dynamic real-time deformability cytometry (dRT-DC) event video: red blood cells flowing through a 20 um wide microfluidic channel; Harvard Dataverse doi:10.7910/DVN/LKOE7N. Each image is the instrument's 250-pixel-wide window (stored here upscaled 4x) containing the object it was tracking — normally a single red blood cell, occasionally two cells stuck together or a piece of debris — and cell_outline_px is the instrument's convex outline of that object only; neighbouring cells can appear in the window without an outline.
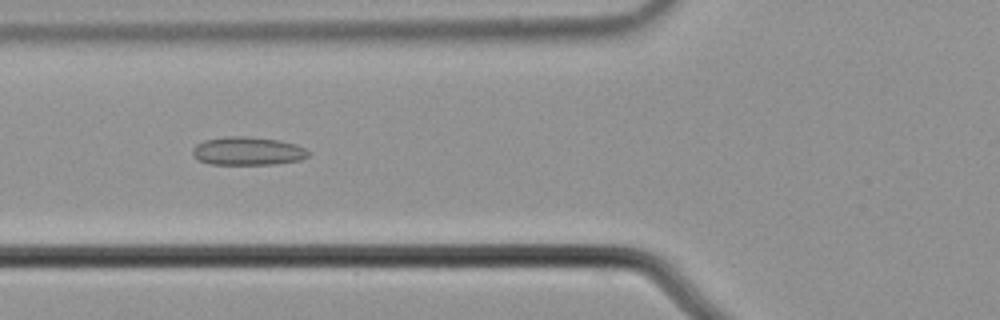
{"species": "common noctule bat (a hibernating species)", "species_latin": "Nyctalus noctula", "temperature_condition": "cold", "stored_images_in_passage": 7, "camera_frame_rate_fps": 3000, "um_per_image_px": 0.085, "animal": {"sex": "male", "body_mass_g": 21.5, "forearm_length_mm": 52.0}, "frame": {"image": 1, "passage_image": 6, "time_ms": 1.667, "image_size_px": [1000, 320], "cell_outline_px": [[308, 156], [300, 160], [272, 164], [208, 164], [196, 160], [192, 156], [192, 148], [196, 144], [204, 140], [224, 136], [244, 136], [280, 140], [296, 144], [304, 148], [308, 152]], "centroid_in_image_um": [20.99, 12.83], "position_along_channel_um": 104.8, "area_um2": 19.25}}
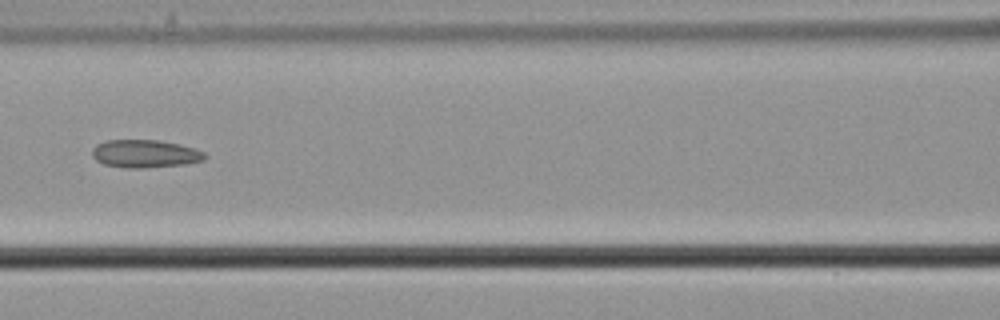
{"frame": {"image": 2, "passage_image": 7, "time_ms": 2.0, "image_size_px": [1000, 320], "cell_outline_px": [[208, 156], [204, 160], [184, 164], [144, 168], [124, 168], [104, 164], [96, 160], [92, 156], [92, 148], [96, 144], [104, 140], [156, 140], [180, 144], [204, 152]], "centroid_in_image_um": [12.3, 13.07], "position_along_channel_um": 154.3, "area_um2": 18.38}}